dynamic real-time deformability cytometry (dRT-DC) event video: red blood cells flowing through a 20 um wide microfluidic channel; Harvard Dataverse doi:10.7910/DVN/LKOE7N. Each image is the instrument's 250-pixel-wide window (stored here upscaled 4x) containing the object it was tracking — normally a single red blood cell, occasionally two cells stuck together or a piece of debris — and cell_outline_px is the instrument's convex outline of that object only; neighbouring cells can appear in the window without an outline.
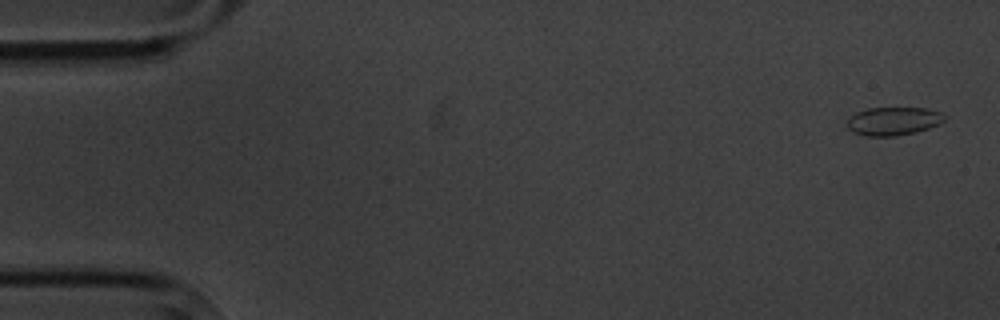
{"species": "common noctule bat (a hibernating species)", "species_latin": "Nyctalus noctula", "temperature_condition": "cold", "stored_images_in_passage": 5, "camera_frame_rate_fps": 3000, "um_per_image_px": 0.085, "animal": {"sex": "male", "body_mass_g": 20.1, "forearm_length_mm": 53.5}, "frame": {"image": 1, "passage_image": 1, "time_ms": 0.0, "image_size_px": [1000, 320], "cell_outline_px": [[944, 120], [928, 128], [916, 132], [896, 136], [864, 136], [852, 132], [848, 128], [848, 120], [856, 112], [868, 108], [928, 108], [940, 112], [944, 116]], "centroid_in_image_um": [75.91, 10.3], "position_along_channel_um": 9.1, "area_um2": 15.9}}
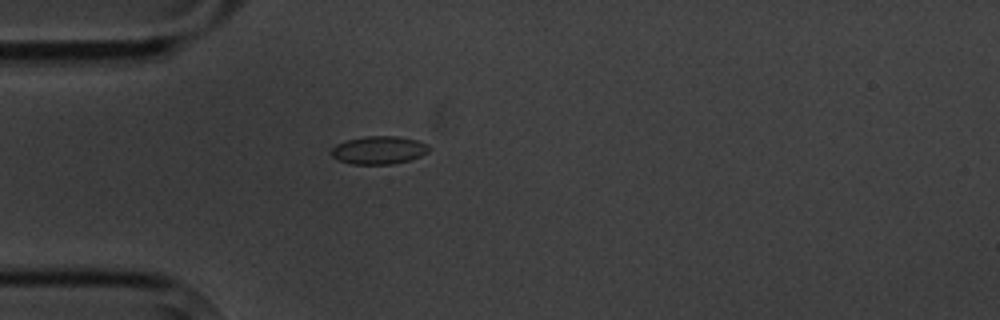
{"frame": {"image": 2, "passage_image": 5, "time_ms": 4.667, "image_size_px": [1000, 320], "cell_outline_px": [[428, 152], [420, 156], [408, 160], [392, 164], [352, 164], [336, 160], [332, 156], [332, 148], [336, 144], [348, 140], [364, 136], [396, 136], [416, 140], [428, 144]], "centroid_in_image_um": [32.18, 12.76], "position_along_channel_um": 52.8, "area_um2": 15.84}}